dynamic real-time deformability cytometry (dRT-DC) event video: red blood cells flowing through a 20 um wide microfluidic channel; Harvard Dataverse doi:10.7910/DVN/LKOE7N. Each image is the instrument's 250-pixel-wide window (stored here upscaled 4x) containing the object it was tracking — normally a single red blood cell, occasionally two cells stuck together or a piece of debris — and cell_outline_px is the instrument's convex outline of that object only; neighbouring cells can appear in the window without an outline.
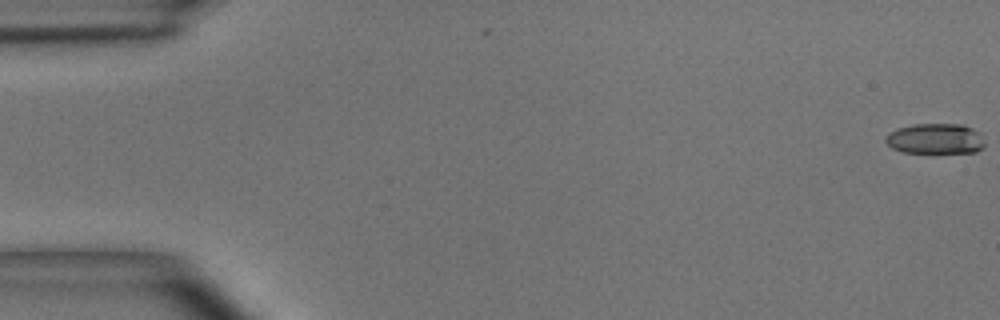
{"species": "common noctule bat (a hibernating species)", "species_latin": "Nyctalus noctula", "temperature_condition": "room temperature", "stored_images_in_passage": 51, "camera_frame_rate_fps": 3000, "um_per_image_px": 0.085, "animal": {"sex": "male", "body_mass_g": 15.6}, "frame": {"image": 1, "passage_image": 1, "time_ms": 0.0, "image_size_px": [1000, 320], "cell_outline_px": [[984, 144], [976, 152], [904, 152], [892, 148], [884, 140], [888, 132], [896, 128], [912, 124], [964, 124], [980, 132]], "centroid_in_image_um": [79.48, 11.77], "position_along_channel_um": 5.5, "area_um2": 17.57}}
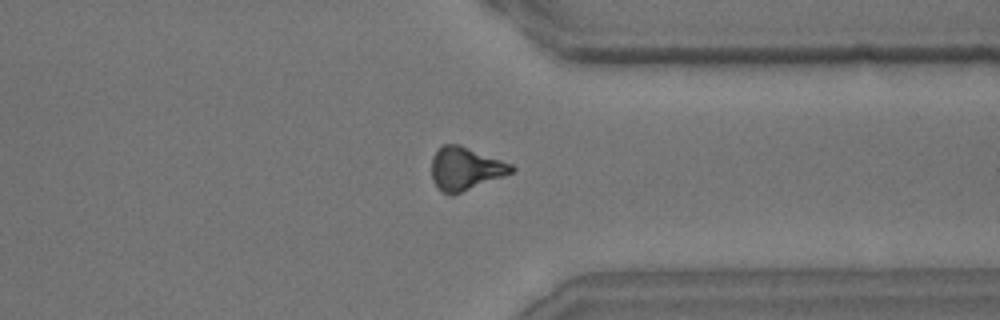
{"frame": {"image": 2, "passage_image": 40, "time_ms": 13.0, "image_size_px": [1000, 320], "cell_outline_px": [[516, 168], [512, 172], [504, 176], [452, 196], [448, 196], [436, 188], [432, 180], [432, 156], [444, 144], [460, 144], [512, 164]], "centroid_in_image_um": [39.54, 14.35], "position_along_channel_um": 371.9, "area_um2": 20.17}}
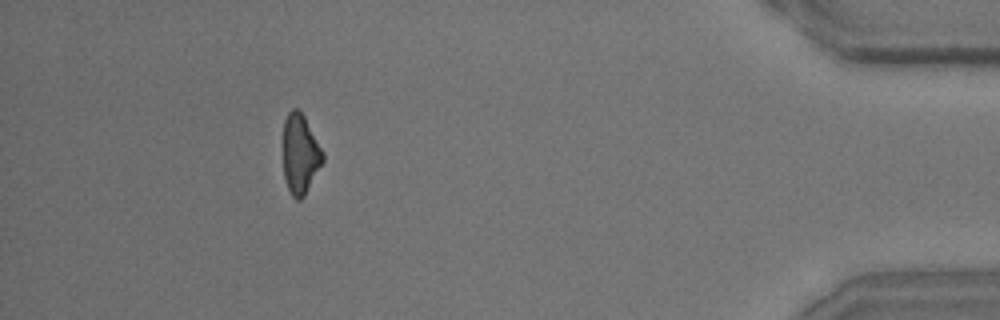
{"frame": {"image": 3, "passage_image": 47, "time_ms": 15.333, "image_size_px": [1000, 320], "cell_outline_px": [[324, 160], [304, 196], [300, 200], [296, 200], [292, 196], [288, 188], [284, 176], [284, 120], [288, 112], [292, 108], [296, 108], [304, 116], [324, 152]], "centroid_in_image_um": [25.53, 13.1], "position_along_channel_um": 409.7, "area_um2": 18.26}, "authors_computed_cell_mechanics": {"area_um2": 19.8254, "velocity_mm_per_s": 3.9473, "shape_relaxation_time_tau1_ms": 6.3062, "shape_relaxation_time_tau2_ms": 5.225, "deformation_change_tau1": 0.1877, "deformation_change_tau2": 0.1656}}